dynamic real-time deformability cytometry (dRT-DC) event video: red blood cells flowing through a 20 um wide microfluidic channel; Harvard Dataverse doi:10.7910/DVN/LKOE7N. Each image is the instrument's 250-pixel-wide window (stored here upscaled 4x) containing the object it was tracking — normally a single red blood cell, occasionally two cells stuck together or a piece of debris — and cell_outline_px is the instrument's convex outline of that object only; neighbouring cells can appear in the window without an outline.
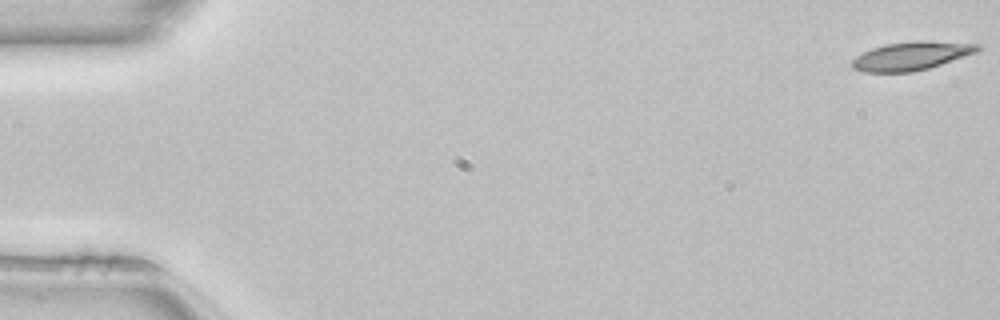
{"species": "common noctule bat (a hibernating species)", "species_latin": "Nyctalus noctula", "temperature_condition": "room temperature", "stored_images_in_passage": 50, "camera_frame_rate_fps": 3000, "um_per_image_px": 0.085, "animal": {"sex": "female", "body_mass_g": 22.7, "forearm_length_mm": 54.2}, "frame": {"image": 1, "passage_image": 1, "time_ms": 0.0, "image_size_px": [1000, 320], "cell_outline_px": [[980, 48], [976, 52], [928, 68], [912, 72], [864, 72], [852, 68], [852, 60], [856, 56], [872, 48], [884, 44], [916, 40], [980, 44]], "centroid_in_image_um": [77.42, 4.75], "position_along_channel_um": 7.6, "area_um2": 20.58}}
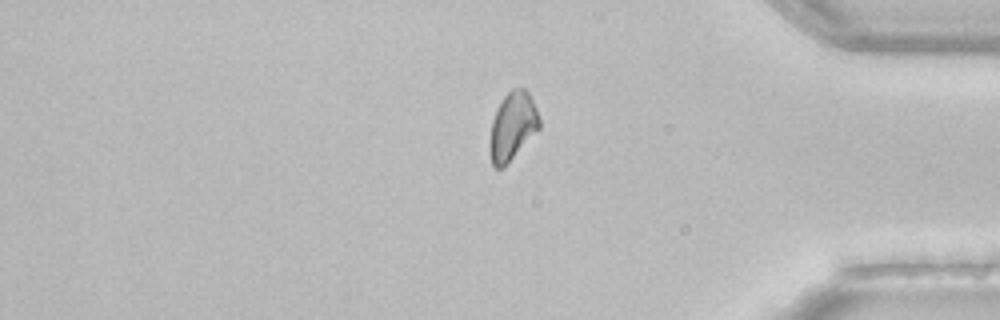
{"frame": {"image": 2, "passage_image": 42, "time_ms": 13.667, "image_size_px": [1000, 320], "cell_outline_px": [[540, 128], [504, 168], [492, 168], [488, 152], [488, 140], [492, 120], [496, 108], [504, 96], [512, 88], [524, 88], [528, 92], [536, 108], [540, 120]], "centroid_in_image_um": [43.52, 10.78], "position_along_channel_um": 391.7, "area_um2": 20.11}}
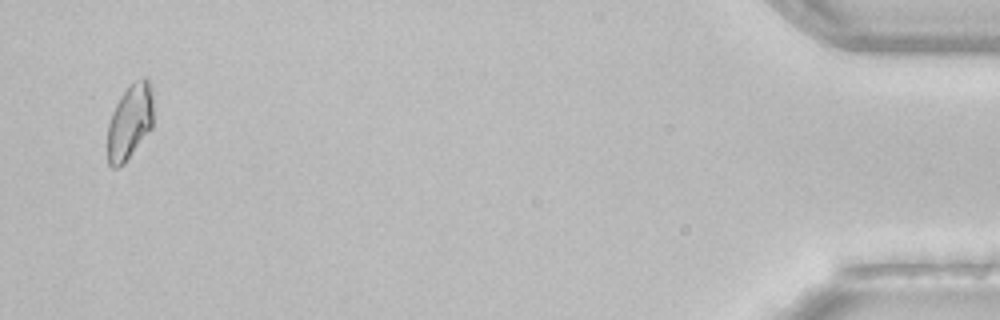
{"frame": {"image": 3, "passage_image": 49, "time_ms": 16.0, "image_size_px": [1000, 320], "cell_outline_px": [[152, 128], [124, 164], [116, 168], [112, 168], [108, 164], [108, 124], [112, 112], [120, 96], [136, 80], [144, 76], [148, 80], [152, 96]], "centroid_in_image_um": [11.02, 10.39], "position_along_channel_um": 424.2, "area_um2": 19.88}}